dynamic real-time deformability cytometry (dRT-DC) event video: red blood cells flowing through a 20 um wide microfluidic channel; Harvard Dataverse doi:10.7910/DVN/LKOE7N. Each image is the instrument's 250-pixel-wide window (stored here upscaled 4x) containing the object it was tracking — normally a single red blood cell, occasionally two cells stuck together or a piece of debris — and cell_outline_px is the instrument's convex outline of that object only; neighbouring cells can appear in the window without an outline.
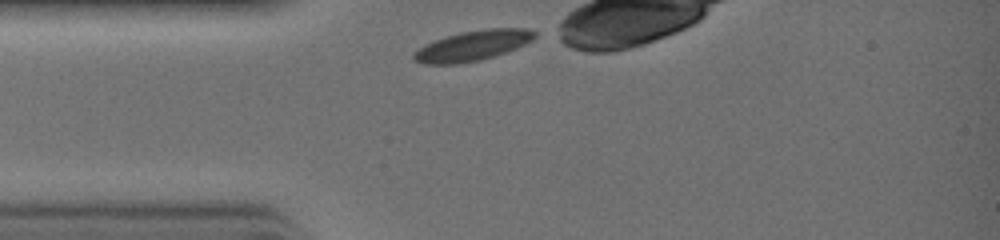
{"species": "common noctule bat (a hibernating species)", "species_latin": "Nyctalus noctula", "temperature_condition": "warm", "stored_images_in_passage": 20, "camera_frame_rate_fps": 3000, "um_per_image_px": 0.085, "animal": {"sex": "female", "body_mass_g": 19.0, "forearm_length_mm": 51.5}, "frame": {"image": 1, "passage_image": 1, "time_ms": 0.0, "image_size_px": [1000, 240], "cell_outline_px": [[536, 36], [532, 40], [516, 48], [480, 60], [460, 64], [424, 64], [412, 60], [412, 52], [424, 44], [460, 32], [484, 28], [528, 28], [536, 32]], "centroid_in_image_um": [40.14, 3.88], "position_along_channel_um": 44.9, "area_um2": 21.33}}
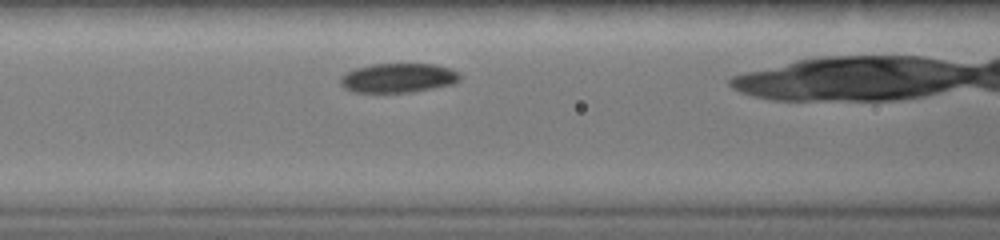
{"frame": {"image": 2, "passage_image": 6, "time_ms": 1.667, "image_size_px": [1000, 240], "cell_outline_px": [[460, 80], [452, 84], [412, 92], [352, 92], [344, 88], [340, 84], [340, 76], [356, 68], [372, 64], [436, 64], [460, 72]], "centroid_in_image_um": [33.84, 6.62], "position_along_channel_um": 132.8, "area_um2": 20.4}}
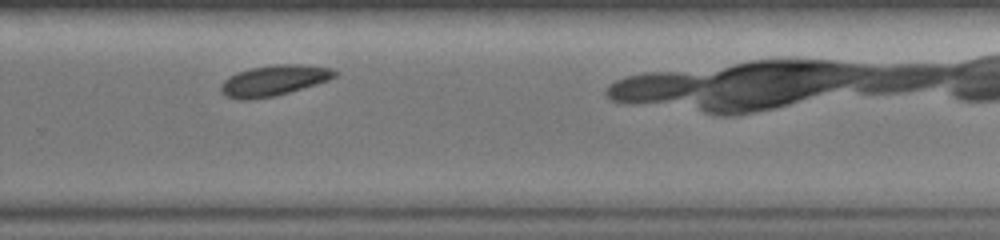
{"frame": {"image": 3, "passage_image": 15, "time_ms": 4.667, "image_size_px": [1000, 240], "cell_outline_px": [[336, 76], [328, 80], [316, 84], [276, 96], [252, 100], [240, 100], [224, 96], [220, 92], [220, 84], [228, 76], [252, 68], [272, 64], [304, 64], [332, 68], [336, 72]], "centroid_in_image_um": [23.24, 6.85], "position_along_channel_um": 306.6, "area_um2": 20.52}}